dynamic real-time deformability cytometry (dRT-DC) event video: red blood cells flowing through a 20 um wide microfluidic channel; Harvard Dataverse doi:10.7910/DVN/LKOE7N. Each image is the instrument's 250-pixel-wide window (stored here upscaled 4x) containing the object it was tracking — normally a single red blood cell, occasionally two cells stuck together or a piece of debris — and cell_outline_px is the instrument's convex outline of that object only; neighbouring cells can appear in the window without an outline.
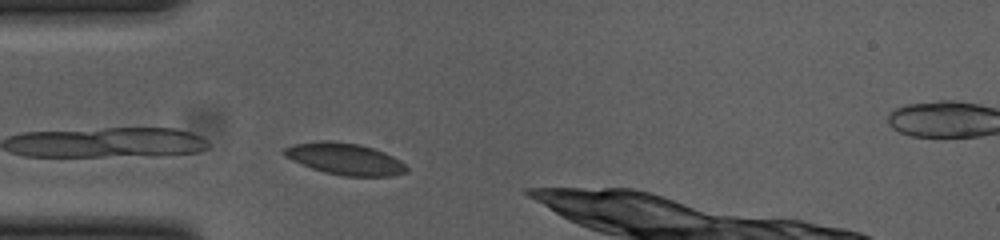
{"species": "common noctule bat (a hibernating species)", "species_latin": "Nyctalus noctula", "temperature_condition": "cold", "stored_images_in_passage": 32, "camera_frame_rate_fps": 3000, "um_per_image_px": 0.085, "animal": {"sex": "female", "body_mass_g": 23.0, "forearm_length_mm": 53.4}, "frame": {"image": 1, "passage_image": 1, "time_ms": 0.0, "image_size_px": [1000, 240], "cell_outline_px": [[408, 172], [392, 176], [344, 176], [324, 172], [312, 168], [284, 156], [284, 148], [292, 144], [324, 140], [356, 144], [372, 148], [384, 152], [400, 160], [408, 168]], "centroid_in_image_um": [29.33, 13.51], "position_along_channel_um": 55.7, "area_um2": 22.31}}
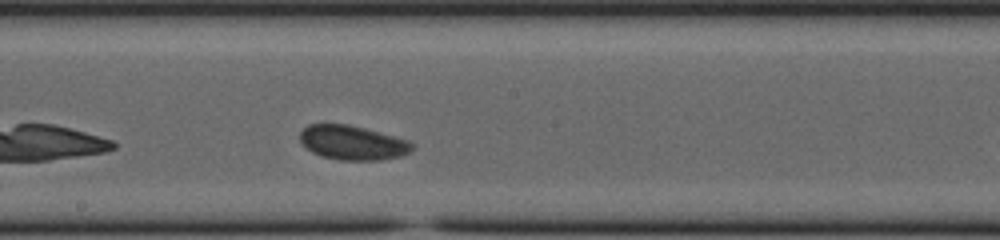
{"frame": {"image": 2, "passage_image": 15, "time_ms": 4.667, "image_size_px": [1000, 240], "cell_outline_px": [[416, 148], [412, 152], [400, 156], [380, 160], [340, 160], [320, 156], [312, 152], [300, 140], [300, 132], [308, 124], [348, 124], [364, 128], [408, 140], [416, 144]], "centroid_in_image_um": [30.01, 12.13], "position_along_channel_um": 218.2, "area_um2": 22.54}}
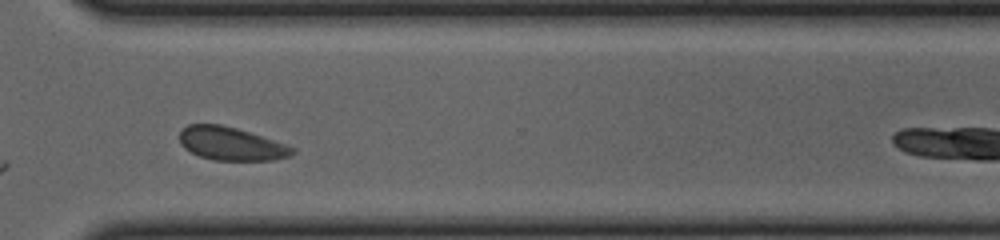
{"frame": {"image": 3, "passage_image": 26, "time_ms": 8.333, "image_size_px": [1000, 240], "cell_outline_px": [[296, 152], [292, 156], [272, 160], [212, 160], [200, 156], [184, 148], [180, 144], [180, 132], [188, 124], [220, 124], [236, 128], [296, 148]], "centroid_in_image_um": [19.64, 12.23], "position_along_channel_um": 351.0, "area_um2": 21.68}, "authors_computed_cell_mechanics": {"area_um2": 22.1952, "velocity_mm_per_s": 3.6059, "shape_relaxation_time_tau1_ms": 1.8617, "shape_relaxation_time_tau2_ms": 0.8553, "deformation_change_tau1": 0.069, "deformation_change_tau2": 0.044}}